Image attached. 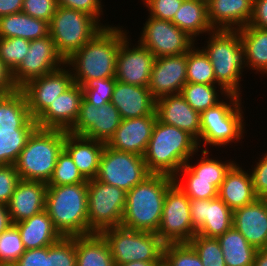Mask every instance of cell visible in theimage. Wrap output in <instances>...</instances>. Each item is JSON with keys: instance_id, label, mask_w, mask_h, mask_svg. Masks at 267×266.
I'll return each mask as SVG.
<instances>
[{"instance_id": "obj_32", "label": "cell", "mask_w": 267, "mask_h": 266, "mask_svg": "<svg viewBox=\"0 0 267 266\" xmlns=\"http://www.w3.org/2000/svg\"><path fill=\"white\" fill-rule=\"evenodd\" d=\"M171 22L185 31L196 43V37L208 36L214 31L209 23L207 2L203 0H183Z\"/></svg>"}, {"instance_id": "obj_25", "label": "cell", "mask_w": 267, "mask_h": 266, "mask_svg": "<svg viewBox=\"0 0 267 266\" xmlns=\"http://www.w3.org/2000/svg\"><path fill=\"white\" fill-rule=\"evenodd\" d=\"M254 0H209L208 18L214 30H238L250 23Z\"/></svg>"}, {"instance_id": "obj_15", "label": "cell", "mask_w": 267, "mask_h": 266, "mask_svg": "<svg viewBox=\"0 0 267 266\" xmlns=\"http://www.w3.org/2000/svg\"><path fill=\"white\" fill-rule=\"evenodd\" d=\"M64 64L65 60L58 53L50 35L35 39L30 41L25 58L12 72L13 81L20 89L30 80L51 73Z\"/></svg>"}, {"instance_id": "obj_51", "label": "cell", "mask_w": 267, "mask_h": 266, "mask_svg": "<svg viewBox=\"0 0 267 266\" xmlns=\"http://www.w3.org/2000/svg\"><path fill=\"white\" fill-rule=\"evenodd\" d=\"M20 180L14 165L0 166V203L8 205Z\"/></svg>"}, {"instance_id": "obj_40", "label": "cell", "mask_w": 267, "mask_h": 266, "mask_svg": "<svg viewBox=\"0 0 267 266\" xmlns=\"http://www.w3.org/2000/svg\"><path fill=\"white\" fill-rule=\"evenodd\" d=\"M87 180L81 175L68 152L63 148L59 153L53 174L47 186L71 185L84 183Z\"/></svg>"}, {"instance_id": "obj_54", "label": "cell", "mask_w": 267, "mask_h": 266, "mask_svg": "<svg viewBox=\"0 0 267 266\" xmlns=\"http://www.w3.org/2000/svg\"><path fill=\"white\" fill-rule=\"evenodd\" d=\"M249 25L267 29V0H254L253 14Z\"/></svg>"}, {"instance_id": "obj_26", "label": "cell", "mask_w": 267, "mask_h": 266, "mask_svg": "<svg viewBox=\"0 0 267 266\" xmlns=\"http://www.w3.org/2000/svg\"><path fill=\"white\" fill-rule=\"evenodd\" d=\"M111 103L122 119L140 118L155 111V99L148 87L116 81Z\"/></svg>"}, {"instance_id": "obj_55", "label": "cell", "mask_w": 267, "mask_h": 266, "mask_svg": "<svg viewBox=\"0 0 267 266\" xmlns=\"http://www.w3.org/2000/svg\"><path fill=\"white\" fill-rule=\"evenodd\" d=\"M12 77V71L0 58V95L9 94L17 90Z\"/></svg>"}, {"instance_id": "obj_1", "label": "cell", "mask_w": 267, "mask_h": 266, "mask_svg": "<svg viewBox=\"0 0 267 266\" xmlns=\"http://www.w3.org/2000/svg\"><path fill=\"white\" fill-rule=\"evenodd\" d=\"M123 25L104 27L82 48L73 53L65 64L70 68L74 83L83 86L88 80L115 77L116 59L122 40L129 34Z\"/></svg>"}, {"instance_id": "obj_7", "label": "cell", "mask_w": 267, "mask_h": 266, "mask_svg": "<svg viewBox=\"0 0 267 266\" xmlns=\"http://www.w3.org/2000/svg\"><path fill=\"white\" fill-rule=\"evenodd\" d=\"M64 141L65 130L37 127L13 164L20 179L48 183Z\"/></svg>"}, {"instance_id": "obj_36", "label": "cell", "mask_w": 267, "mask_h": 266, "mask_svg": "<svg viewBox=\"0 0 267 266\" xmlns=\"http://www.w3.org/2000/svg\"><path fill=\"white\" fill-rule=\"evenodd\" d=\"M226 266H253L257 249L234 227L217 237Z\"/></svg>"}, {"instance_id": "obj_34", "label": "cell", "mask_w": 267, "mask_h": 266, "mask_svg": "<svg viewBox=\"0 0 267 266\" xmlns=\"http://www.w3.org/2000/svg\"><path fill=\"white\" fill-rule=\"evenodd\" d=\"M76 266H115L110 247L101 233L75 236Z\"/></svg>"}, {"instance_id": "obj_6", "label": "cell", "mask_w": 267, "mask_h": 266, "mask_svg": "<svg viewBox=\"0 0 267 266\" xmlns=\"http://www.w3.org/2000/svg\"><path fill=\"white\" fill-rule=\"evenodd\" d=\"M202 50L209 58L216 83L229 94L241 96L240 83L245 69L244 48L237 30H214L208 34ZM206 45V46H205Z\"/></svg>"}, {"instance_id": "obj_39", "label": "cell", "mask_w": 267, "mask_h": 266, "mask_svg": "<svg viewBox=\"0 0 267 266\" xmlns=\"http://www.w3.org/2000/svg\"><path fill=\"white\" fill-rule=\"evenodd\" d=\"M34 130L0 131V166L13 165Z\"/></svg>"}, {"instance_id": "obj_61", "label": "cell", "mask_w": 267, "mask_h": 266, "mask_svg": "<svg viewBox=\"0 0 267 266\" xmlns=\"http://www.w3.org/2000/svg\"><path fill=\"white\" fill-rule=\"evenodd\" d=\"M157 266H164V264L161 262L159 265H157Z\"/></svg>"}, {"instance_id": "obj_37", "label": "cell", "mask_w": 267, "mask_h": 266, "mask_svg": "<svg viewBox=\"0 0 267 266\" xmlns=\"http://www.w3.org/2000/svg\"><path fill=\"white\" fill-rule=\"evenodd\" d=\"M227 94L229 93L219 85L201 83H186L180 92L186 102L200 114L208 108L216 106Z\"/></svg>"}, {"instance_id": "obj_52", "label": "cell", "mask_w": 267, "mask_h": 266, "mask_svg": "<svg viewBox=\"0 0 267 266\" xmlns=\"http://www.w3.org/2000/svg\"><path fill=\"white\" fill-rule=\"evenodd\" d=\"M261 157V158H260ZM258 162L251 165L250 173L252 176L253 188L258 198H267V151L262 152Z\"/></svg>"}, {"instance_id": "obj_13", "label": "cell", "mask_w": 267, "mask_h": 266, "mask_svg": "<svg viewBox=\"0 0 267 266\" xmlns=\"http://www.w3.org/2000/svg\"><path fill=\"white\" fill-rule=\"evenodd\" d=\"M148 18V19H147ZM143 23L138 42L156 58L187 53L196 41L171 21L148 16Z\"/></svg>"}, {"instance_id": "obj_4", "label": "cell", "mask_w": 267, "mask_h": 266, "mask_svg": "<svg viewBox=\"0 0 267 266\" xmlns=\"http://www.w3.org/2000/svg\"><path fill=\"white\" fill-rule=\"evenodd\" d=\"M87 203L88 180L47 188L45 210L63 237L89 234Z\"/></svg>"}, {"instance_id": "obj_3", "label": "cell", "mask_w": 267, "mask_h": 266, "mask_svg": "<svg viewBox=\"0 0 267 266\" xmlns=\"http://www.w3.org/2000/svg\"><path fill=\"white\" fill-rule=\"evenodd\" d=\"M173 183L174 177L151 173L127 191L121 226L131 230L157 233L165 195Z\"/></svg>"}, {"instance_id": "obj_41", "label": "cell", "mask_w": 267, "mask_h": 266, "mask_svg": "<svg viewBox=\"0 0 267 266\" xmlns=\"http://www.w3.org/2000/svg\"><path fill=\"white\" fill-rule=\"evenodd\" d=\"M162 263L164 266H203L198 254L189 243L164 244Z\"/></svg>"}, {"instance_id": "obj_11", "label": "cell", "mask_w": 267, "mask_h": 266, "mask_svg": "<svg viewBox=\"0 0 267 266\" xmlns=\"http://www.w3.org/2000/svg\"><path fill=\"white\" fill-rule=\"evenodd\" d=\"M150 174L143 156L117 151L106 144L100 158L96 179L127 192Z\"/></svg>"}, {"instance_id": "obj_42", "label": "cell", "mask_w": 267, "mask_h": 266, "mask_svg": "<svg viewBox=\"0 0 267 266\" xmlns=\"http://www.w3.org/2000/svg\"><path fill=\"white\" fill-rule=\"evenodd\" d=\"M188 243L198 254L203 266H226L217 238L195 234Z\"/></svg>"}, {"instance_id": "obj_47", "label": "cell", "mask_w": 267, "mask_h": 266, "mask_svg": "<svg viewBox=\"0 0 267 266\" xmlns=\"http://www.w3.org/2000/svg\"><path fill=\"white\" fill-rule=\"evenodd\" d=\"M174 183L191 199H215L218 189L214 180L205 179H174Z\"/></svg>"}, {"instance_id": "obj_48", "label": "cell", "mask_w": 267, "mask_h": 266, "mask_svg": "<svg viewBox=\"0 0 267 266\" xmlns=\"http://www.w3.org/2000/svg\"><path fill=\"white\" fill-rule=\"evenodd\" d=\"M148 8V16L159 20L172 21L183 0H142Z\"/></svg>"}, {"instance_id": "obj_59", "label": "cell", "mask_w": 267, "mask_h": 266, "mask_svg": "<svg viewBox=\"0 0 267 266\" xmlns=\"http://www.w3.org/2000/svg\"><path fill=\"white\" fill-rule=\"evenodd\" d=\"M162 261H134V262H127L124 264H115V266H157Z\"/></svg>"}, {"instance_id": "obj_18", "label": "cell", "mask_w": 267, "mask_h": 266, "mask_svg": "<svg viewBox=\"0 0 267 266\" xmlns=\"http://www.w3.org/2000/svg\"><path fill=\"white\" fill-rule=\"evenodd\" d=\"M190 214L196 234L217 238L233 227V211L219 198L191 199Z\"/></svg>"}, {"instance_id": "obj_2", "label": "cell", "mask_w": 267, "mask_h": 266, "mask_svg": "<svg viewBox=\"0 0 267 266\" xmlns=\"http://www.w3.org/2000/svg\"><path fill=\"white\" fill-rule=\"evenodd\" d=\"M198 151V143L190 134L157 119L143 157L150 173L174 177Z\"/></svg>"}, {"instance_id": "obj_50", "label": "cell", "mask_w": 267, "mask_h": 266, "mask_svg": "<svg viewBox=\"0 0 267 266\" xmlns=\"http://www.w3.org/2000/svg\"><path fill=\"white\" fill-rule=\"evenodd\" d=\"M102 3V0H57V6L84 12L93 16L103 27H108L111 25L101 23L104 12Z\"/></svg>"}, {"instance_id": "obj_10", "label": "cell", "mask_w": 267, "mask_h": 266, "mask_svg": "<svg viewBox=\"0 0 267 266\" xmlns=\"http://www.w3.org/2000/svg\"><path fill=\"white\" fill-rule=\"evenodd\" d=\"M89 234L121 226L126 207V192L99 180H88Z\"/></svg>"}, {"instance_id": "obj_53", "label": "cell", "mask_w": 267, "mask_h": 266, "mask_svg": "<svg viewBox=\"0 0 267 266\" xmlns=\"http://www.w3.org/2000/svg\"><path fill=\"white\" fill-rule=\"evenodd\" d=\"M48 246L25 250L17 261L18 266H45Z\"/></svg>"}, {"instance_id": "obj_49", "label": "cell", "mask_w": 267, "mask_h": 266, "mask_svg": "<svg viewBox=\"0 0 267 266\" xmlns=\"http://www.w3.org/2000/svg\"><path fill=\"white\" fill-rule=\"evenodd\" d=\"M57 9V0H23L22 12L50 23Z\"/></svg>"}, {"instance_id": "obj_44", "label": "cell", "mask_w": 267, "mask_h": 266, "mask_svg": "<svg viewBox=\"0 0 267 266\" xmlns=\"http://www.w3.org/2000/svg\"><path fill=\"white\" fill-rule=\"evenodd\" d=\"M115 77L88 80L83 86V97L96 107L111 103Z\"/></svg>"}, {"instance_id": "obj_17", "label": "cell", "mask_w": 267, "mask_h": 266, "mask_svg": "<svg viewBox=\"0 0 267 266\" xmlns=\"http://www.w3.org/2000/svg\"><path fill=\"white\" fill-rule=\"evenodd\" d=\"M130 37L127 35L119 46L115 79L131 85L148 87L156 57L138 41L133 45Z\"/></svg>"}, {"instance_id": "obj_46", "label": "cell", "mask_w": 267, "mask_h": 266, "mask_svg": "<svg viewBox=\"0 0 267 266\" xmlns=\"http://www.w3.org/2000/svg\"><path fill=\"white\" fill-rule=\"evenodd\" d=\"M24 252L20 231L13 224L0 234V262H17Z\"/></svg>"}, {"instance_id": "obj_35", "label": "cell", "mask_w": 267, "mask_h": 266, "mask_svg": "<svg viewBox=\"0 0 267 266\" xmlns=\"http://www.w3.org/2000/svg\"><path fill=\"white\" fill-rule=\"evenodd\" d=\"M49 35V23L23 12L0 17V38L20 37L29 41Z\"/></svg>"}, {"instance_id": "obj_8", "label": "cell", "mask_w": 267, "mask_h": 266, "mask_svg": "<svg viewBox=\"0 0 267 266\" xmlns=\"http://www.w3.org/2000/svg\"><path fill=\"white\" fill-rule=\"evenodd\" d=\"M103 28L93 16L57 6L49 23V35L58 53L67 60Z\"/></svg>"}, {"instance_id": "obj_31", "label": "cell", "mask_w": 267, "mask_h": 266, "mask_svg": "<svg viewBox=\"0 0 267 266\" xmlns=\"http://www.w3.org/2000/svg\"><path fill=\"white\" fill-rule=\"evenodd\" d=\"M201 156L197 162L192 156L185 165L174 176V179H205L214 180V186L219 190L221 183L223 182L226 173L236 163V161L226 160L222 161L217 159L218 157H211L209 150H201ZM199 161V162H198ZM193 165H192V163Z\"/></svg>"}, {"instance_id": "obj_56", "label": "cell", "mask_w": 267, "mask_h": 266, "mask_svg": "<svg viewBox=\"0 0 267 266\" xmlns=\"http://www.w3.org/2000/svg\"><path fill=\"white\" fill-rule=\"evenodd\" d=\"M23 0H0V17L22 12Z\"/></svg>"}, {"instance_id": "obj_30", "label": "cell", "mask_w": 267, "mask_h": 266, "mask_svg": "<svg viewBox=\"0 0 267 266\" xmlns=\"http://www.w3.org/2000/svg\"><path fill=\"white\" fill-rule=\"evenodd\" d=\"M15 225L20 231L25 250L50 246L63 237L55 228L46 210Z\"/></svg>"}, {"instance_id": "obj_60", "label": "cell", "mask_w": 267, "mask_h": 266, "mask_svg": "<svg viewBox=\"0 0 267 266\" xmlns=\"http://www.w3.org/2000/svg\"><path fill=\"white\" fill-rule=\"evenodd\" d=\"M0 266H18L17 262H0Z\"/></svg>"}, {"instance_id": "obj_29", "label": "cell", "mask_w": 267, "mask_h": 266, "mask_svg": "<svg viewBox=\"0 0 267 266\" xmlns=\"http://www.w3.org/2000/svg\"><path fill=\"white\" fill-rule=\"evenodd\" d=\"M37 127L21 89L0 95V131L35 130Z\"/></svg>"}, {"instance_id": "obj_19", "label": "cell", "mask_w": 267, "mask_h": 266, "mask_svg": "<svg viewBox=\"0 0 267 266\" xmlns=\"http://www.w3.org/2000/svg\"><path fill=\"white\" fill-rule=\"evenodd\" d=\"M186 68L187 53L156 58L148 85L152 97L180 94L187 83Z\"/></svg>"}, {"instance_id": "obj_21", "label": "cell", "mask_w": 267, "mask_h": 266, "mask_svg": "<svg viewBox=\"0 0 267 266\" xmlns=\"http://www.w3.org/2000/svg\"><path fill=\"white\" fill-rule=\"evenodd\" d=\"M82 99L83 88L74 83L56 97L54 102L36 119L38 127L68 131L77 120Z\"/></svg>"}, {"instance_id": "obj_58", "label": "cell", "mask_w": 267, "mask_h": 266, "mask_svg": "<svg viewBox=\"0 0 267 266\" xmlns=\"http://www.w3.org/2000/svg\"><path fill=\"white\" fill-rule=\"evenodd\" d=\"M253 266H267V248L257 249Z\"/></svg>"}, {"instance_id": "obj_16", "label": "cell", "mask_w": 267, "mask_h": 266, "mask_svg": "<svg viewBox=\"0 0 267 266\" xmlns=\"http://www.w3.org/2000/svg\"><path fill=\"white\" fill-rule=\"evenodd\" d=\"M73 84L74 78L66 64L51 73L27 82L20 89L25 95L32 118L36 120L54 102L56 97Z\"/></svg>"}, {"instance_id": "obj_45", "label": "cell", "mask_w": 267, "mask_h": 266, "mask_svg": "<svg viewBox=\"0 0 267 266\" xmlns=\"http://www.w3.org/2000/svg\"><path fill=\"white\" fill-rule=\"evenodd\" d=\"M30 41L20 37L0 38V58L5 65L14 71L25 58Z\"/></svg>"}, {"instance_id": "obj_24", "label": "cell", "mask_w": 267, "mask_h": 266, "mask_svg": "<svg viewBox=\"0 0 267 266\" xmlns=\"http://www.w3.org/2000/svg\"><path fill=\"white\" fill-rule=\"evenodd\" d=\"M47 183L20 180L11 196L8 208L12 223L24 221L45 210Z\"/></svg>"}, {"instance_id": "obj_43", "label": "cell", "mask_w": 267, "mask_h": 266, "mask_svg": "<svg viewBox=\"0 0 267 266\" xmlns=\"http://www.w3.org/2000/svg\"><path fill=\"white\" fill-rule=\"evenodd\" d=\"M45 266H76L75 236L62 237L48 246Z\"/></svg>"}, {"instance_id": "obj_20", "label": "cell", "mask_w": 267, "mask_h": 266, "mask_svg": "<svg viewBox=\"0 0 267 266\" xmlns=\"http://www.w3.org/2000/svg\"><path fill=\"white\" fill-rule=\"evenodd\" d=\"M156 121L155 111L140 118L122 119L107 145L117 151L144 156Z\"/></svg>"}, {"instance_id": "obj_22", "label": "cell", "mask_w": 267, "mask_h": 266, "mask_svg": "<svg viewBox=\"0 0 267 266\" xmlns=\"http://www.w3.org/2000/svg\"><path fill=\"white\" fill-rule=\"evenodd\" d=\"M155 112L159 121L182 129L198 143L200 113L195 111L180 94L166 95L155 100Z\"/></svg>"}, {"instance_id": "obj_12", "label": "cell", "mask_w": 267, "mask_h": 266, "mask_svg": "<svg viewBox=\"0 0 267 266\" xmlns=\"http://www.w3.org/2000/svg\"><path fill=\"white\" fill-rule=\"evenodd\" d=\"M190 214V199L173 183L165 195L157 235L164 244L188 243L196 234Z\"/></svg>"}, {"instance_id": "obj_57", "label": "cell", "mask_w": 267, "mask_h": 266, "mask_svg": "<svg viewBox=\"0 0 267 266\" xmlns=\"http://www.w3.org/2000/svg\"><path fill=\"white\" fill-rule=\"evenodd\" d=\"M13 225L8 205L0 203V234Z\"/></svg>"}, {"instance_id": "obj_27", "label": "cell", "mask_w": 267, "mask_h": 266, "mask_svg": "<svg viewBox=\"0 0 267 266\" xmlns=\"http://www.w3.org/2000/svg\"><path fill=\"white\" fill-rule=\"evenodd\" d=\"M106 143L65 131L64 149L86 180L95 179Z\"/></svg>"}, {"instance_id": "obj_23", "label": "cell", "mask_w": 267, "mask_h": 266, "mask_svg": "<svg viewBox=\"0 0 267 266\" xmlns=\"http://www.w3.org/2000/svg\"><path fill=\"white\" fill-rule=\"evenodd\" d=\"M233 227L256 249L267 248V198L233 210Z\"/></svg>"}, {"instance_id": "obj_5", "label": "cell", "mask_w": 267, "mask_h": 266, "mask_svg": "<svg viewBox=\"0 0 267 266\" xmlns=\"http://www.w3.org/2000/svg\"><path fill=\"white\" fill-rule=\"evenodd\" d=\"M243 107L241 96L227 94L216 106L202 112L200 114L199 150H208L209 146L210 148L220 146L221 149V146L225 148L229 144L233 146V143L243 141L246 133Z\"/></svg>"}, {"instance_id": "obj_33", "label": "cell", "mask_w": 267, "mask_h": 266, "mask_svg": "<svg viewBox=\"0 0 267 266\" xmlns=\"http://www.w3.org/2000/svg\"><path fill=\"white\" fill-rule=\"evenodd\" d=\"M237 31L244 48L245 69L265 76L267 74V29L248 24Z\"/></svg>"}, {"instance_id": "obj_28", "label": "cell", "mask_w": 267, "mask_h": 266, "mask_svg": "<svg viewBox=\"0 0 267 266\" xmlns=\"http://www.w3.org/2000/svg\"><path fill=\"white\" fill-rule=\"evenodd\" d=\"M237 162L226 173L218 190V197L233 211L254 202L255 194L250 171ZM249 171V172H248Z\"/></svg>"}, {"instance_id": "obj_38", "label": "cell", "mask_w": 267, "mask_h": 266, "mask_svg": "<svg viewBox=\"0 0 267 266\" xmlns=\"http://www.w3.org/2000/svg\"><path fill=\"white\" fill-rule=\"evenodd\" d=\"M186 77L187 83L218 85L209 58L198 46L194 45L187 52Z\"/></svg>"}, {"instance_id": "obj_14", "label": "cell", "mask_w": 267, "mask_h": 266, "mask_svg": "<svg viewBox=\"0 0 267 266\" xmlns=\"http://www.w3.org/2000/svg\"><path fill=\"white\" fill-rule=\"evenodd\" d=\"M121 121V115L112 103L96 107L83 97L77 120L67 132L107 144Z\"/></svg>"}, {"instance_id": "obj_9", "label": "cell", "mask_w": 267, "mask_h": 266, "mask_svg": "<svg viewBox=\"0 0 267 266\" xmlns=\"http://www.w3.org/2000/svg\"><path fill=\"white\" fill-rule=\"evenodd\" d=\"M115 264L134 261H162L164 243L154 232L131 230L122 226L101 232Z\"/></svg>"}]
</instances>
